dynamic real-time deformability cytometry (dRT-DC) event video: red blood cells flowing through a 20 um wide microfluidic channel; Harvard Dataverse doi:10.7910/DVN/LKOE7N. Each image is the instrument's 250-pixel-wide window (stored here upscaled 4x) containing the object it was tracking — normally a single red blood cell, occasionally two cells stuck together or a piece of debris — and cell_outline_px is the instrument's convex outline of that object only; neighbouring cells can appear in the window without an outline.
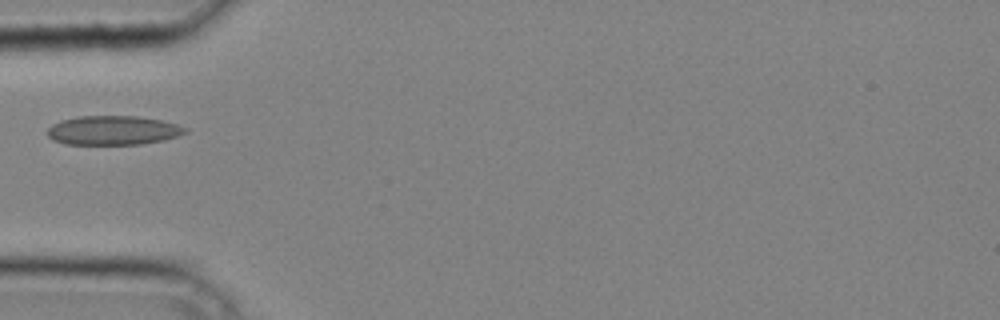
{"species": "common noctule bat (a hibernating species)", "species_latin": "Nyctalus noctula", "temperature_condition": "cold", "stored_images_in_passage": 24, "camera_frame_rate_fps": 3000, "um_per_image_px": 0.085, "animal": {"sex": "male", "body_mass_g": 20.4}, "frame": {"image": 1, "passage_image": 1, "time_ms": 0.0, "image_size_px": [1000, 320], "cell_outline_px": [[188, 132], [164, 140], [140, 144], [64, 144], [52, 140], [44, 132], [52, 124], [60, 120], [80, 116], [136, 116], [160, 120], [176, 124], [188, 128]], "centroid_in_image_um": [9.56, 11.08], "position_along_channel_um": 75.4, "area_um2": 23.52}}
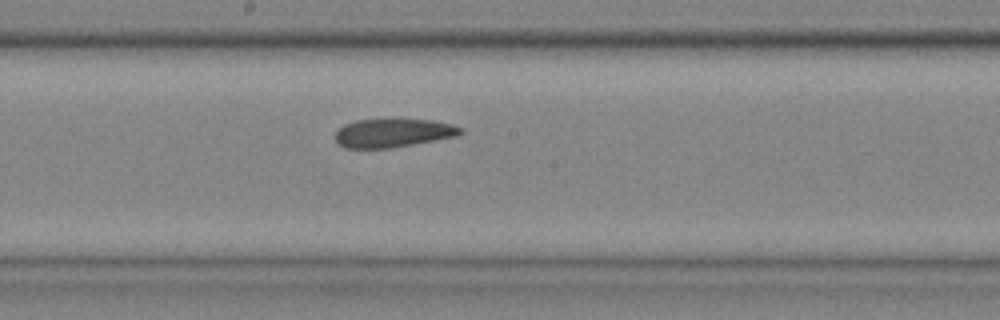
{"frame": {"image": 2, "passage_image": 10, "time_ms": 3.0, "image_size_px": [1000, 320], "cell_outline_px": [[464, 132], [456, 136], [392, 148], [344, 148], [336, 140], [336, 132], [344, 124], [356, 120], [432, 120], [452, 124], [464, 128]], "centroid_in_image_um": [33.43, 11.31], "position_along_channel_um": 214.8, "area_um2": 20.63}}
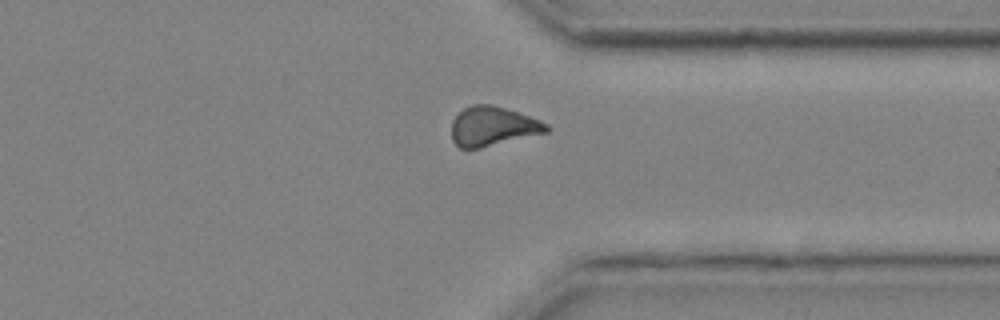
{"frame": {"image": 3, "passage_image": 20, "time_ms": 6.333, "image_size_px": [1000, 320], "cell_outline_px": [[548, 132], [480, 148], [460, 148], [452, 140], [452, 120], [464, 108], [472, 104], [492, 104], [540, 120], [548, 124]], "centroid_in_image_um": [41.87, 10.74], "position_along_channel_um": 369.5, "area_um2": 21.56}}